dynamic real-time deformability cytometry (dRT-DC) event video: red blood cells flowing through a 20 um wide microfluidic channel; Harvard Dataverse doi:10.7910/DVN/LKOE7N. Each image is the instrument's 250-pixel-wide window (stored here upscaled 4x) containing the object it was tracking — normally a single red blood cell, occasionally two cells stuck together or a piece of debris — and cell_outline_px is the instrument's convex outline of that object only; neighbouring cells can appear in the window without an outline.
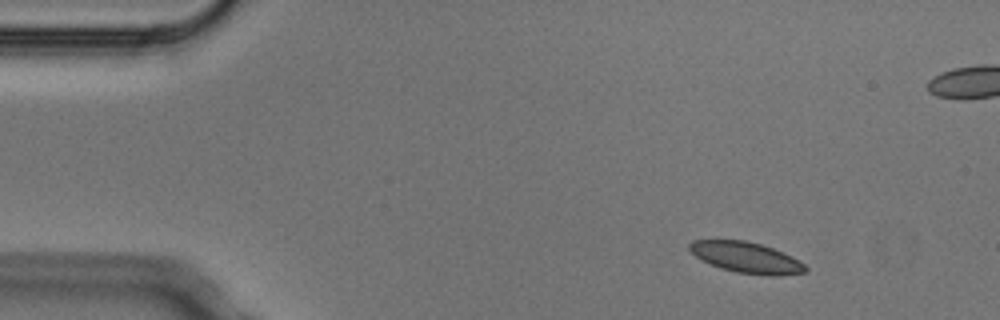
{"species": "Egyptian fruit bat (a non-hibernating species)", "species_latin": "Rousettus aegyptiacus", "temperature_condition": "cold", "stored_images_in_passage": 4, "camera_frame_rate_fps": 3000, "um_per_image_px": 0.085, "animal": {"sex": "male"}, "frame": {"image": 1, "passage_image": 1, "time_ms": 0.0, "image_size_px": [1000, 320], "cell_outline_px": [[808, 268], [804, 272], [780, 276], [768, 276], [736, 272], [720, 268], [696, 256], [688, 248], [688, 244], [692, 240], [744, 240], [760, 244], [772, 248], [792, 256], [804, 264]], "centroid_in_image_um": [63.45, 21.89], "position_along_channel_um": 21.6, "area_um2": 20.69}}